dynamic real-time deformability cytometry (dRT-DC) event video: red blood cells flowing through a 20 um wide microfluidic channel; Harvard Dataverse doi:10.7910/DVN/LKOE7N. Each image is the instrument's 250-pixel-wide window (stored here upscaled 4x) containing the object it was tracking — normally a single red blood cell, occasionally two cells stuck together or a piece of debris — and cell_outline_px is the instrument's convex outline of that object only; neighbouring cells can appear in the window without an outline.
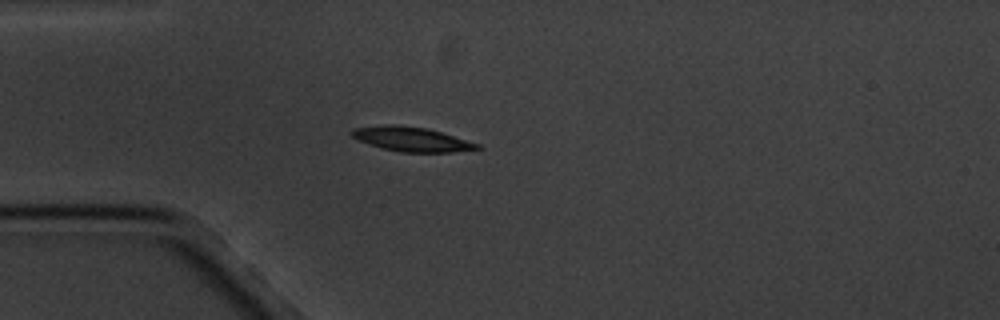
{"species": "common noctule bat (a hibernating species)", "species_latin": "Nyctalus noctula", "temperature_condition": "cold", "stored_images_in_passage": 4, "camera_frame_rate_fps": 3000, "um_per_image_px": 0.085, "animal": {"sex": "male", "body_mass_g": 20.1, "forearm_length_mm": 53.5}, "frame": {"image": 1, "passage_image": 4, "time_ms": 3.333, "image_size_px": [1000, 320], "cell_outline_px": [[484, 148], [452, 152], [400, 152], [384, 148], [360, 140], [352, 136], [348, 132], [352, 128], [392, 124], [424, 128], [440, 132], [480, 144]], "centroid_in_image_um": [35.0, 11.83], "position_along_channel_um": 50.0, "area_um2": 17.51}}